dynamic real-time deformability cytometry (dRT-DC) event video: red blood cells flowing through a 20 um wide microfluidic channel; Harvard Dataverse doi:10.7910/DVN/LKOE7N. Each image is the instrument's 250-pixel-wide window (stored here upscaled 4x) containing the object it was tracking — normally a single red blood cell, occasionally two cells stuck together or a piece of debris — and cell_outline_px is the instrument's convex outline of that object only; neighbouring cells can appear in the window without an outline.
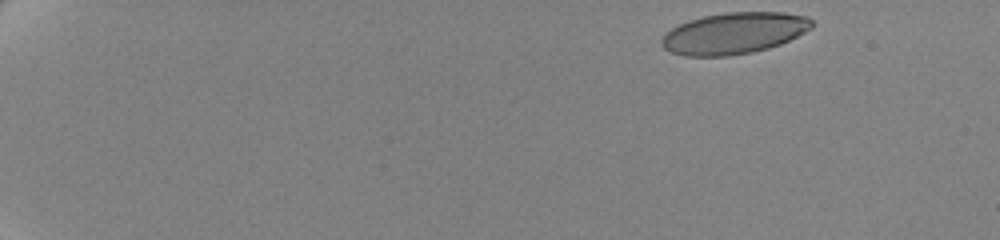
{"species": "human", "species_latin": "Homo sapiens", "temperature_condition": "cold", "stored_images_in_passage": 54, "camera_frame_rate_fps": 3000, "um_per_image_px": 0.085, "donor": {"sex": "female"}, "frame": {"image": 1, "passage_image": 1, "time_ms": 0.0, "image_size_px": [1000, 240], "cell_outline_px": [[812, 28], [780, 44], [768, 48], [752, 52], [728, 56], [684, 56], [672, 52], [664, 48], [660, 44], [660, 40], [672, 28], [688, 20], [704, 16], [724, 12], [784, 12], [808, 16], [812, 20]], "centroid_in_image_um": [62.39, 2.82], "position_along_channel_um": 22.6, "area_um2": 36.18}}
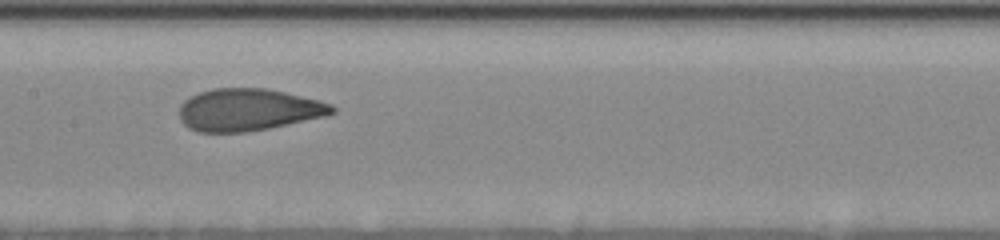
{"frame": {"image": 2, "passage_image": 28, "time_ms": 9.0, "image_size_px": [1000, 240], "cell_outline_px": [[336, 112], [328, 116], [268, 128], [244, 132], [200, 132], [188, 128], [180, 120], [180, 104], [184, 100], [200, 92], [212, 88], [268, 88], [320, 100], [332, 104], [336, 108]], "centroid_in_image_um": [21.14, 9.32], "position_along_channel_um": 186.3, "area_um2": 37.74}}
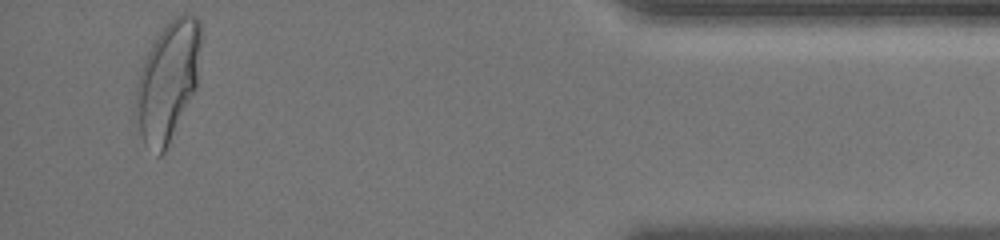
{"frame": {"image": 3, "passage_image": 52, "time_ms": 17.0, "image_size_px": [1000, 240], "cell_outline_px": [[200, 44], [196, 88], [164, 152], [160, 156], [156, 156], [144, 144], [132, 116], [136, 88], [140, 72], [144, 60], [152, 44], [160, 32], [176, 16], [184, 12], [188, 12], [196, 16], [200, 20]], "centroid_in_image_um": [14.22, 6.94], "position_along_channel_um": 421.0, "area_um2": 45.26}, "authors_computed_cell_mechanics": {"area_um2": 38.2347, "velocity_mm_per_s": 3.4778, "shape_relaxation_time_tau1_ms": 5.8205, "shape_relaxation_time_tau2_ms": 0.7801, "deformation_change_tau1": 0.1907, "deformation_change_tau2": 0.0697}}